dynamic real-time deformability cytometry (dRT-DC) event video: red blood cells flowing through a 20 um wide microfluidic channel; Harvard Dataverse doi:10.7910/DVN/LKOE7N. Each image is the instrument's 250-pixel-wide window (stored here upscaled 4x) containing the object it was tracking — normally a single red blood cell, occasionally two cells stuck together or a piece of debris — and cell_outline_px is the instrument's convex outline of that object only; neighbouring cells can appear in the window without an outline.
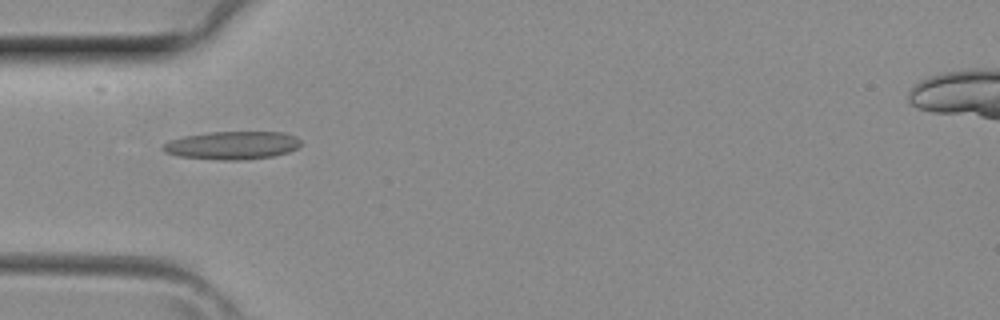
{"species": "common noctule bat (a hibernating species)", "species_latin": "Nyctalus noctula", "temperature_condition": "room temperature", "stored_images_in_passage": 25, "camera_frame_rate_fps": 3000, "um_per_image_px": 0.085, "animal": {"sex": "female", "body_mass_g": 29.2, "forearm_length_mm": 56.3}, "frame": {"image": 1, "passage_image": 4, "time_ms": 1.0, "image_size_px": [1000, 320], "cell_outline_px": [[300, 144], [296, 148], [288, 152], [272, 156], [236, 160], [224, 160], [180, 156], [164, 152], [160, 148], [168, 140], [184, 136], [208, 132], [284, 132], [296, 136], [300, 140]], "centroid_in_image_um": [19.71, 12.34], "position_along_channel_um": 65.3, "area_um2": 22.43}}
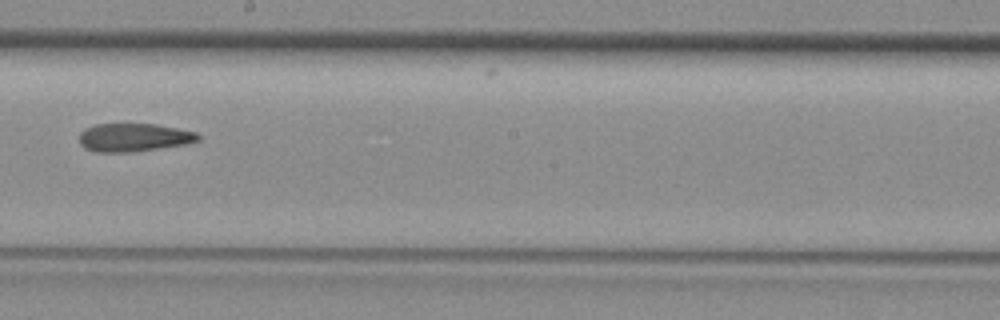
{"frame": {"image": 2, "passage_image": 14, "time_ms": 4.333, "image_size_px": [1000, 320], "cell_outline_px": [[200, 140], [184, 144], [128, 152], [96, 152], [84, 148], [80, 144], [80, 132], [84, 128], [96, 124], [156, 124], [196, 132], [200, 136]], "centroid_in_image_um": [11.33, 11.67], "position_along_channel_um": 236.9, "area_um2": 19.36}}
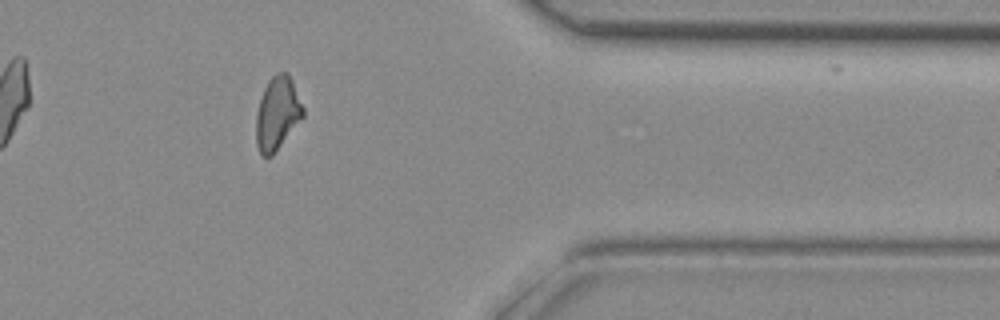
{"frame": {"image": 3, "passage_image": 24, "time_ms": 7.667, "image_size_px": [1000, 320], "cell_outline_px": [[304, 116], [272, 156], [260, 156], [256, 144], [256, 116], [260, 100], [264, 88], [268, 80], [276, 72], [288, 72], [292, 80], [304, 108]], "centroid_in_image_um": [23.57, 9.64], "position_along_channel_um": 387.8, "area_um2": 20.06}}